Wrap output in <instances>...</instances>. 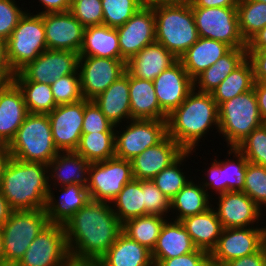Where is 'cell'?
<instances>
[{"label": "cell", "instance_id": "18", "mask_svg": "<svg viewBox=\"0 0 266 266\" xmlns=\"http://www.w3.org/2000/svg\"><path fill=\"white\" fill-rule=\"evenodd\" d=\"M47 49L79 53L85 27L70 11L43 14Z\"/></svg>", "mask_w": 266, "mask_h": 266}, {"label": "cell", "instance_id": "43", "mask_svg": "<svg viewBox=\"0 0 266 266\" xmlns=\"http://www.w3.org/2000/svg\"><path fill=\"white\" fill-rule=\"evenodd\" d=\"M103 25L118 28L124 25L141 7L144 0H101Z\"/></svg>", "mask_w": 266, "mask_h": 266}, {"label": "cell", "instance_id": "2", "mask_svg": "<svg viewBox=\"0 0 266 266\" xmlns=\"http://www.w3.org/2000/svg\"><path fill=\"white\" fill-rule=\"evenodd\" d=\"M167 135L185 151L196 150L201 138L216 126L219 132L218 105L211 93L193 89L188 97L167 116Z\"/></svg>", "mask_w": 266, "mask_h": 266}, {"label": "cell", "instance_id": "27", "mask_svg": "<svg viewBox=\"0 0 266 266\" xmlns=\"http://www.w3.org/2000/svg\"><path fill=\"white\" fill-rule=\"evenodd\" d=\"M93 101L106 118L117 128L122 121L132 120L129 95V72L126 70Z\"/></svg>", "mask_w": 266, "mask_h": 266}, {"label": "cell", "instance_id": "25", "mask_svg": "<svg viewBox=\"0 0 266 266\" xmlns=\"http://www.w3.org/2000/svg\"><path fill=\"white\" fill-rule=\"evenodd\" d=\"M178 60L158 42L145 46L126 62V70L134 77L153 81Z\"/></svg>", "mask_w": 266, "mask_h": 266}, {"label": "cell", "instance_id": "52", "mask_svg": "<svg viewBox=\"0 0 266 266\" xmlns=\"http://www.w3.org/2000/svg\"><path fill=\"white\" fill-rule=\"evenodd\" d=\"M247 58L253 66L254 81H266V47L260 50H247Z\"/></svg>", "mask_w": 266, "mask_h": 266}, {"label": "cell", "instance_id": "60", "mask_svg": "<svg viewBox=\"0 0 266 266\" xmlns=\"http://www.w3.org/2000/svg\"><path fill=\"white\" fill-rule=\"evenodd\" d=\"M144 3L149 6L184 5V4H191L192 0H144Z\"/></svg>", "mask_w": 266, "mask_h": 266}, {"label": "cell", "instance_id": "56", "mask_svg": "<svg viewBox=\"0 0 266 266\" xmlns=\"http://www.w3.org/2000/svg\"><path fill=\"white\" fill-rule=\"evenodd\" d=\"M253 88L257 98L260 116L266 123V81L255 82Z\"/></svg>", "mask_w": 266, "mask_h": 266}, {"label": "cell", "instance_id": "5", "mask_svg": "<svg viewBox=\"0 0 266 266\" xmlns=\"http://www.w3.org/2000/svg\"><path fill=\"white\" fill-rule=\"evenodd\" d=\"M7 152L10 157L24 162L48 165L60 152L53 140L48 115L28 113L7 146Z\"/></svg>", "mask_w": 266, "mask_h": 266}, {"label": "cell", "instance_id": "40", "mask_svg": "<svg viewBox=\"0 0 266 266\" xmlns=\"http://www.w3.org/2000/svg\"><path fill=\"white\" fill-rule=\"evenodd\" d=\"M21 90L28 113L48 114L58 105L50 84L33 81H13Z\"/></svg>", "mask_w": 266, "mask_h": 266}, {"label": "cell", "instance_id": "35", "mask_svg": "<svg viewBox=\"0 0 266 266\" xmlns=\"http://www.w3.org/2000/svg\"><path fill=\"white\" fill-rule=\"evenodd\" d=\"M198 184V185H197ZM205 188L190 179V181L170 200V210L175 213V219L171 220L181 221L182 219L202 213L213 206L209 199L211 198ZM178 212V213H177Z\"/></svg>", "mask_w": 266, "mask_h": 266}, {"label": "cell", "instance_id": "36", "mask_svg": "<svg viewBox=\"0 0 266 266\" xmlns=\"http://www.w3.org/2000/svg\"><path fill=\"white\" fill-rule=\"evenodd\" d=\"M254 73L251 61L246 58L212 92L218 107L235 96L250 91L254 86Z\"/></svg>", "mask_w": 266, "mask_h": 266}, {"label": "cell", "instance_id": "13", "mask_svg": "<svg viewBox=\"0 0 266 266\" xmlns=\"http://www.w3.org/2000/svg\"><path fill=\"white\" fill-rule=\"evenodd\" d=\"M78 60L79 53L47 49L21 68L12 81L51 84L60 77L74 74L78 70Z\"/></svg>", "mask_w": 266, "mask_h": 266}, {"label": "cell", "instance_id": "7", "mask_svg": "<svg viewBox=\"0 0 266 266\" xmlns=\"http://www.w3.org/2000/svg\"><path fill=\"white\" fill-rule=\"evenodd\" d=\"M48 224L46 209L12 211L1 226L5 266H16Z\"/></svg>", "mask_w": 266, "mask_h": 266}, {"label": "cell", "instance_id": "59", "mask_svg": "<svg viewBox=\"0 0 266 266\" xmlns=\"http://www.w3.org/2000/svg\"><path fill=\"white\" fill-rule=\"evenodd\" d=\"M13 210L9 206V203L2 195L0 190V226H2L10 217V214Z\"/></svg>", "mask_w": 266, "mask_h": 266}, {"label": "cell", "instance_id": "31", "mask_svg": "<svg viewBox=\"0 0 266 266\" xmlns=\"http://www.w3.org/2000/svg\"><path fill=\"white\" fill-rule=\"evenodd\" d=\"M97 263L98 266H154L151 251L123 232Z\"/></svg>", "mask_w": 266, "mask_h": 266}, {"label": "cell", "instance_id": "67", "mask_svg": "<svg viewBox=\"0 0 266 266\" xmlns=\"http://www.w3.org/2000/svg\"><path fill=\"white\" fill-rule=\"evenodd\" d=\"M254 1H260L266 3V0H254Z\"/></svg>", "mask_w": 266, "mask_h": 266}, {"label": "cell", "instance_id": "29", "mask_svg": "<svg viewBox=\"0 0 266 266\" xmlns=\"http://www.w3.org/2000/svg\"><path fill=\"white\" fill-rule=\"evenodd\" d=\"M129 95L132 119L167 120L168 115L158 103L153 81L129 73Z\"/></svg>", "mask_w": 266, "mask_h": 266}, {"label": "cell", "instance_id": "19", "mask_svg": "<svg viewBox=\"0 0 266 266\" xmlns=\"http://www.w3.org/2000/svg\"><path fill=\"white\" fill-rule=\"evenodd\" d=\"M154 89L160 108L169 115L194 89L193 79L177 60L154 80Z\"/></svg>", "mask_w": 266, "mask_h": 266}, {"label": "cell", "instance_id": "39", "mask_svg": "<svg viewBox=\"0 0 266 266\" xmlns=\"http://www.w3.org/2000/svg\"><path fill=\"white\" fill-rule=\"evenodd\" d=\"M75 151L89 163L113 158L115 157V132L82 133Z\"/></svg>", "mask_w": 266, "mask_h": 266}, {"label": "cell", "instance_id": "22", "mask_svg": "<svg viewBox=\"0 0 266 266\" xmlns=\"http://www.w3.org/2000/svg\"><path fill=\"white\" fill-rule=\"evenodd\" d=\"M185 150L170 136L157 145L145 149L131 160L136 180H151L173 163Z\"/></svg>", "mask_w": 266, "mask_h": 266}, {"label": "cell", "instance_id": "15", "mask_svg": "<svg viewBox=\"0 0 266 266\" xmlns=\"http://www.w3.org/2000/svg\"><path fill=\"white\" fill-rule=\"evenodd\" d=\"M263 245V227L223 228L216 247L210 253V261L223 265L256 253Z\"/></svg>", "mask_w": 266, "mask_h": 266}, {"label": "cell", "instance_id": "28", "mask_svg": "<svg viewBox=\"0 0 266 266\" xmlns=\"http://www.w3.org/2000/svg\"><path fill=\"white\" fill-rule=\"evenodd\" d=\"M59 190L61 195L56 199L52 187L49 189L45 208L49 223L64 224L73 213L91 200L87 188L78 184L64 185Z\"/></svg>", "mask_w": 266, "mask_h": 266}, {"label": "cell", "instance_id": "50", "mask_svg": "<svg viewBox=\"0 0 266 266\" xmlns=\"http://www.w3.org/2000/svg\"><path fill=\"white\" fill-rule=\"evenodd\" d=\"M15 0H0V40L6 41L19 23L26 10Z\"/></svg>", "mask_w": 266, "mask_h": 266}, {"label": "cell", "instance_id": "33", "mask_svg": "<svg viewBox=\"0 0 266 266\" xmlns=\"http://www.w3.org/2000/svg\"><path fill=\"white\" fill-rule=\"evenodd\" d=\"M79 56L121 59L116 28L107 25L85 27Z\"/></svg>", "mask_w": 266, "mask_h": 266}, {"label": "cell", "instance_id": "37", "mask_svg": "<svg viewBox=\"0 0 266 266\" xmlns=\"http://www.w3.org/2000/svg\"><path fill=\"white\" fill-rule=\"evenodd\" d=\"M166 218L162 215L150 214L131 218L122 223V232L152 251L167 220Z\"/></svg>", "mask_w": 266, "mask_h": 266}, {"label": "cell", "instance_id": "34", "mask_svg": "<svg viewBox=\"0 0 266 266\" xmlns=\"http://www.w3.org/2000/svg\"><path fill=\"white\" fill-rule=\"evenodd\" d=\"M246 58L247 48H231L193 80L194 89L211 93Z\"/></svg>", "mask_w": 266, "mask_h": 266}, {"label": "cell", "instance_id": "9", "mask_svg": "<svg viewBox=\"0 0 266 266\" xmlns=\"http://www.w3.org/2000/svg\"><path fill=\"white\" fill-rule=\"evenodd\" d=\"M133 179L130 160L113 157L90 163L87 186L90 199L111 204L126 183Z\"/></svg>", "mask_w": 266, "mask_h": 266}, {"label": "cell", "instance_id": "8", "mask_svg": "<svg viewBox=\"0 0 266 266\" xmlns=\"http://www.w3.org/2000/svg\"><path fill=\"white\" fill-rule=\"evenodd\" d=\"M6 41L8 61L17 73L47 50L43 14L26 11Z\"/></svg>", "mask_w": 266, "mask_h": 266}, {"label": "cell", "instance_id": "32", "mask_svg": "<svg viewBox=\"0 0 266 266\" xmlns=\"http://www.w3.org/2000/svg\"><path fill=\"white\" fill-rule=\"evenodd\" d=\"M194 245L211 253L216 247L222 232V225L212 206L199 214L181 220Z\"/></svg>", "mask_w": 266, "mask_h": 266}, {"label": "cell", "instance_id": "26", "mask_svg": "<svg viewBox=\"0 0 266 266\" xmlns=\"http://www.w3.org/2000/svg\"><path fill=\"white\" fill-rule=\"evenodd\" d=\"M169 219L164 223L156 245L151 251L154 266L160 260L176 258L198 249L182 222L177 220L170 222Z\"/></svg>", "mask_w": 266, "mask_h": 266}, {"label": "cell", "instance_id": "44", "mask_svg": "<svg viewBox=\"0 0 266 266\" xmlns=\"http://www.w3.org/2000/svg\"><path fill=\"white\" fill-rule=\"evenodd\" d=\"M241 191L247 194L261 209L266 207V167L247 162ZM264 205V206H262Z\"/></svg>", "mask_w": 266, "mask_h": 266}, {"label": "cell", "instance_id": "45", "mask_svg": "<svg viewBox=\"0 0 266 266\" xmlns=\"http://www.w3.org/2000/svg\"><path fill=\"white\" fill-rule=\"evenodd\" d=\"M235 148L248 162L266 167V123L254 129Z\"/></svg>", "mask_w": 266, "mask_h": 266}, {"label": "cell", "instance_id": "47", "mask_svg": "<svg viewBox=\"0 0 266 266\" xmlns=\"http://www.w3.org/2000/svg\"><path fill=\"white\" fill-rule=\"evenodd\" d=\"M70 12L84 27L103 25L101 0H72Z\"/></svg>", "mask_w": 266, "mask_h": 266}, {"label": "cell", "instance_id": "21", "mask_svg": "<svg viewBox=\"0 0 266 266\" xmlns=\"http://www.w3.org/2000/svg\"><path fill=\"white\" fill-rule=\"evenodd\" d=\"M227 153L229 156L233 154L234 158H237L235 160L225 159L224 161H218L216 158L211 167L207 168L208 179L205 177L206 182H201L207 194L210 189L218 195L229 191H241L248 161L236 148L229 147Z\"/></svg>", "mask_w": 266, "mask_h": 266}, {"label": "cell", "instance_id": "51", "mask_svg": "<svg viewBox=\"0 0 266 266\" xmlns=\"http://www.w3.org/2000/svg\"><path fill=\"white\" fill-rule=\"evenodd\" d=\"M209 261L210 253L197 249L176 258L160 260L155 266H206Z\"/></svg>", "mask_w": 266, "mask_h": 266}, {"label": "cell", "instance_id": "55", "mask_svg": "<svg viewBox=\"0 0 266 266\" xmlns=\"http://www.w3.org/2000/svg\"><path fill=\"white\" fill-rule=\"evenodd\" d=\"M43 10L38 14L58 13L70 11L72 0H39Z\"/></svg>", "mask_w": 266, "mask_h": 266}, {"label": "cell", "instance_id": "10", "mask_svg": "<svg viewBox=\"0 0 266 266\" xmlns=\"http://www.w3.org/2000/svg\"><path fill=\"white\" fill-rule=\"evenodd\" d=\"M199 37L247 48L239 31L237 7H192Z\"/></svg>", "mask_w": 266, "mask_h": 266}, {"label": "cell", "instance_id": "42", "mask_svg": "<svg viewBox=\"0 0 266 266\" xmlns=\"http://www.w3.org/2000/svg\"><path fill=\"white\" fill-rule=\"evenodd\" d=\"M193 151H184L173 163L163 169L153 179H151L156 187L170 200L190 181L186 172H182L180 165L182 162L192 155Z\"/></svg>", "mask_w": 266, "mask_h": 266}, {"label": "cell", "instance_id": "57", "mask_svg": "<svg viewBox=\"0 0 266 266\" xmlns=\"http://www.w3.org/2000/svg\"><path fill=\"white\" fill-rule=\"evenodd\" d=\"M239 0H192L191 7H237Z\"/></svg>", "mask_w": 266, "mask_h": 266}, {"label": "cell", "instance_id": "64", "mask_svg": "<svg viewBox=\"0 0 266 266\" xmlns=\"http://www.w3.org/2000/svg\"><path fill=\"white\" fill-rule=\"evenodd\" d=\"M7 151V146L0 140V152Z\"/></svg>", "mask_w": 266, "mask_h": 266}, {"label": "cell", "instance_id": "62", "mask_svg": "<svg viewBox=\"0 0 266 266\" xmlns=\"http://www.w3.org/2000/svg\"><path fill=\"white\" fill-rule=\"evenodd\" d=\"M64 266H98V263H95V262H78V261L70 260Z\"/></svg>", "mask_w": 266, "mask_h": 266}, {"label": "cell", "instance_id": "17", "mask_svg": "<svg viewBox=\"0 0 266 266\" xmlns=\"http://www.w3.org/2000/svg\"><path fill=\"white\" fill-rule=\"evenodd\" d=\"M54 143L59 151H75L82 135L84 99L58 105L47 114Z\"/></svg>", "mask_w": 266, "mask_h": 266}, {"label": "cell", "instance_id": "16", "mask_svg": "<svg viewBox=\"0 0 266 266\" xmlns=\"http://www.w3.org/2000/svg\"><path fill=\"white\" fill-rule=\"evenodd\" d=\"M116 30L119 38L121 60L127 62L145 46L156 41L153 7L145 4Z\"/></svg>", "mask_w": 266, "mask_h": 266}, {"label": "cell", "instance_id": "11", "mask_svg": "<svg viewBox=\"0 0 266 266\" xmlns=\"http://www.w3.org/2000/svg\"><path fill=\"white\" fill-rule=\"evenodd\" d=\"M128 123L123 131L115 129V157L120 159L131 161L167 136L166 120L132 119Z\"/></svg>", "mask_w": 266, "mask_h": 266}, {"label": "cell", "instance_id": "38", "mask_svg": "<svg viewBox=\"0 0 266 266\" xmlns=\"http://www.w3.org/2000/svg\"><path fill=\"white\" fill-rule=\"evenodd\" d=\"M111 206L115 208L113 212L121 223L131 218L145 216L142 180L133 179L126 183L117 197L111 202Z\"/></svg>", "mask_w": 266, "mask_h": 266}, {"label": "cell", "instance_id": "41", "mask_svg": "<svg viewBox=\"0 0 266 266\" xmlns=\"http://www.w3.org/2000/svg\"><path fill=\"white\" fill-rule=\"evenodd\" d=\"M239 31L247 43L266 26V3L254 0H239L237 5Z\"/></svg>", "mask_w": 266, "mask_h": 266}, {"label": "cell", "instance_id": "24", "mask_svg": "<svg viewBox=\"0 0 266 266\" xmlns=\"http://www.w3.org/2000/svg\"><path fill=\"white\" fill-rule=\"evenodd\" d=\"M89 167L90 163L76 151H60L47 165L49 189L55 185L53 189L57 190L58 186L70 184H78L87 188ZM49 181L54 182L53 185Z\"/></svg>", "mask_w": 266, "mask_h": 266}, {"label": "cell", "instance_id": "4", "mask_svg": "<svg viewBox=\"0 0 266 266\" xmlns=\"http://www.w3.org/2000/svg\"><path fill=\"white\" fill-rule=\"evenodd\" d=\"M155 15V40L178 59L198 39L190 4L152 6Z\"/></svg>", "mask_w": 266, "mask_h": 266}, {"label": "cell", "instance_id": "23", "mask_svg": "<svg viewBox=\"0 0 266 266\" xmlns=\"http://www.w3.org/2000/svg\"><path fill=\"white\" fill-rule=\"evenodd\" d=\"M28 110L23 94L13 82L0 84V140L8 146L25 120Z\"/></svg>", "mask_w": 266, "mask_h": 266}, {"label": "cell", "instance_id": "49", "mask_svg": "<svg viewBox=\"0 0 266 266\" xmlns=\"http://www.w3.org/2000/svg\"><path fill=\"white\" fill-rule=\"evenodd\" d=\"M115 128L93 100L84 99L82 133L115 132Z\"/></svg>", "mask_w": 266, "mask_h": 266}, {"label": "cell", "instance_id": "12", "mask_svg": "<svg viewBox=\"0 0 266 266\" xmlns=\"http://www.w3.org/2000/svg\"><path fill=\"white\" fill-rule=\"evenodd\" d=\"M70 260L63 224L49 223L16 266H64Z\"/></svg>", "mask_w": 266, "mask_h": 266}, {"label": "cell", "instance_id": "14", "mask_svg": "<svg viewBox=\"0 0 266 266\" xmlns=\"http://www.w3.org/2000/svg\"><path fill=\"white\" fill-rule=\"evenodd\" d=\"M78 71L83 98L93 100L125 74L126 61L113 58L79 56Z\"/></svg>", "mask_w": 266, "mask_h": 266}, {"label": "cell", "instance_id": "63", "mask_svg": "<svg viewBox=\"0 0 266 266\" xmlns=\"http://www.w3.org/2000/svg\"><path fill=\"white\" fill-rule=\"evenodd\" d=\"M0 266H5V255L3 250V238H2L1 226H0Z\"/></svg>", "mask_w": 266, "mask_h": 266}, {"label": "cell", "instance_id": "54", "mask_svg": "<svg viewBox=\"0 0 266 266\" xmlns=\"http://www.w3.org/2000/svg\"><path fill=\"white\" fill-rule=\"evenodd\" d=\"M15 74L7 57V41L0 40V81H12Z\"/></svg>", "mask_w": 266, "mask_h": 266}, {"label": "cell", "instance_id": "30", "mask_svg": "<svg viewBox=\"0 0 266 266\" xmlns=\"http://www.w3.org/2000/svg\"><path fill=\"white\" fill-rule=\"evenodd\" d=\"M230 49L231 47L224 42L199 37L178 60L194 80Z\"/></svg>", "mask_w": 266, "mask_h": 266}, {"label": "cell", "instance_id": "1", "mask_svg": "<svg viewBox=\"0 0 266 266\" xmlns=\"http://www.w3.org/2000/svg\"><path fill=\"white\" fill-rule=\"evenodd\" d=\"M72 261L97 263L122 233L110 203L90 200L63 224Z\"/></svg>", "mask_w": 266, "mask_h": 266}, {"label": "cell", "instance_id": "66", "mask_svg": "<svg viewBox=\"0 0 266 266\" xmlns=\"http://www.w3.org/2000/svg\"><path fill=\"white\" fill-rule=\"evenodd\" d=\"M264 247L266 249V227H264Z\"/></svg>", "mask_w": 266, "mask_h": 266}, {"label": "cell", "instance_id": "58", "mask_svg": "<svg viewBox=\"0 0 266 266\" xmlns=\"http://www.w3.org/2000/svg\"><path fill=\"white\" fill-rule=\"evenodd\" d=\"M263 47H266V26L247 42V50H260Z\"/></svg>", "mask_w": 266, "mask_h": 266}, {"label": "cell", "instance_id": "61", "mask_svg": "<svg viewBox=\"0 0 266 266\" xmlns=\"http://www.w3.org/2000/svg\"><path fill=\"white\" fill-rule=\"evenodd\" d=\"M10 156L7 151H1L0 152V189L2 185V178H3V172L7 165V162L9 160Z\"/></svg>", "mask_w": 266, "mask_h": 266}, {"label": "cell", "instance_id": "20", "mask_svg": "<svg viewBox=\"0 0 266 266\" xmlns=\"http://www.w3.org/2000/svg\"><path fill=\"white\" fill-rule=\"evenodd\" d=\"M218 201L215 212L223 228L254 227L263 215V210L242 191L219 194Z\"/></svg>", "mask_w": 266, "mask_h": 266}, {"label": "cell", "instance_id": "53", "mask_svg": "<svg viewBox=\"0 0 266 266\" xmlns=\"http://www.w3.org/2000/svg\"><path fill=\"white\" fill-rule=\"evenodd\" d=\"M224 266H266V249L264 245L251 255H247L232 261H228Z\"/></svg>", "mask_w": 266, "mask_h": 266}, {"label": "cell", "instance_id": "65", "mask_svg": "<svg viewBox=\"0 0 266 266\" xmlns=\"http://www.w3.org/2000/svg\"><path fill=\"white\" fill-rule=\"evenodd\" d=\"M206 266H224V265H219V264L209 261V263Z\"/></svg>", "mask_w": 266, "mask_h": 266}, {"label": "cell", "instance_id": "6", "mask_svg": "<svg viewBox=\"0 0 266 266\" xmlns=\"http://www.w3.org/2000/svg\"><path fill=\"white\" fill-rule=\"evenodd\" d=\"M218 112L219 133L230 148H235L254 129L265 123L259 113L254 88L223 102Z\"/></svg>", "mask_w": 266, "mask_h": 266}, {"label": "cell", "instance_id": "48", "mask_svg": "<svg viewBox=\"0 0 266 266\" xmlns=\"http://www.w3.org/2000/svg\"><path fill=\"white\" fill-rule=\"evenodd\" d=\"M145 215H162L170 212V199L166 197L152 180H142Z\"/></svg>", "mask_w": 266, "mask_h": 266}, {"label": "cell", "instance_id": "46", "mask_svg": "<svg viewBox=\"0 0 266 266\" xmlns=\"http://www.w3.org/2000/svg\"><path fill=\"white\" fill-rule=\"evenodd\" d=\"M50 85L57 105L75 103L84 99L78 70L74 74L56 79Z\"/></svg>", "mask_w": 266, "mask_h": 266}, {"label": "cell", "instance_id": "3", "mask_svg": "<svg viewBox=\"0 0 266 266\" xmlns=\"http://www.w3.org/2000/svg\"><path fill=\"white\" fill-rule=\"evenodd\" d=\"M47 165L10 157L1 193L13 211L45 209L49 194Z\"/></svg>", "mask_w": 266, "mask_h": 266}]
</instances>
